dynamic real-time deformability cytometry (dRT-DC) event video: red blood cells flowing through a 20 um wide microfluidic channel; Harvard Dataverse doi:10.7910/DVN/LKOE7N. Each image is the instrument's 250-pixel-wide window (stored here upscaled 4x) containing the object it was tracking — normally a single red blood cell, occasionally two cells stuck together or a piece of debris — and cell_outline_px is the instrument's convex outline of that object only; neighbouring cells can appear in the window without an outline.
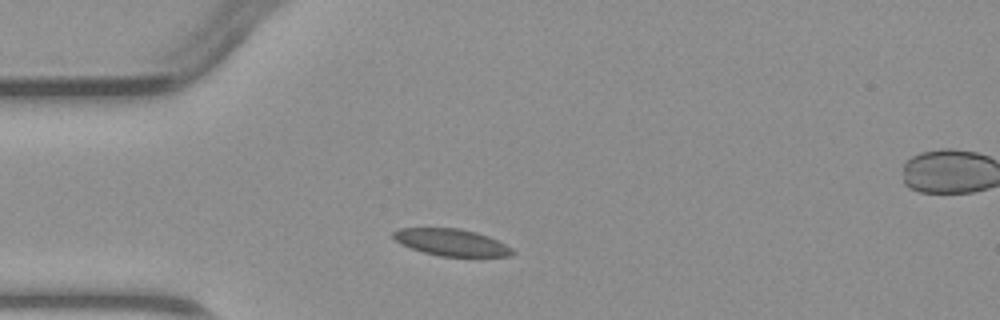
{"species": "common noctule bat (a hibernating species)", "species_latin": "Nyctalus noctula", "temperature_condition": "warm", "stored_images_in_passage": 2, "segment_of_instrument_passage": [1, 2], "camera_frame_rate_fps": 3000, "um_per_image_px": 0.085, "animal": {"sex": "male", "body_mass_g": 23.1, "forearm_length_mm": 52.7}, "frame": {"image": 1, "passage_image": 1, "time_ms": 0.0, "image_size_px": [1000, 320], "cell_outline_px": [[516, 252], [508, 256], [440, 256], [424, 252], [400, 244], [392, 236], [392, 232], [400, 228], [460, 228], [476, 232], [488, 236], [512, 248]], "centroid_in_image_um": [38.35, 20.59], "position_along_channel_um": 46.6, "area_um2": 18.5}}